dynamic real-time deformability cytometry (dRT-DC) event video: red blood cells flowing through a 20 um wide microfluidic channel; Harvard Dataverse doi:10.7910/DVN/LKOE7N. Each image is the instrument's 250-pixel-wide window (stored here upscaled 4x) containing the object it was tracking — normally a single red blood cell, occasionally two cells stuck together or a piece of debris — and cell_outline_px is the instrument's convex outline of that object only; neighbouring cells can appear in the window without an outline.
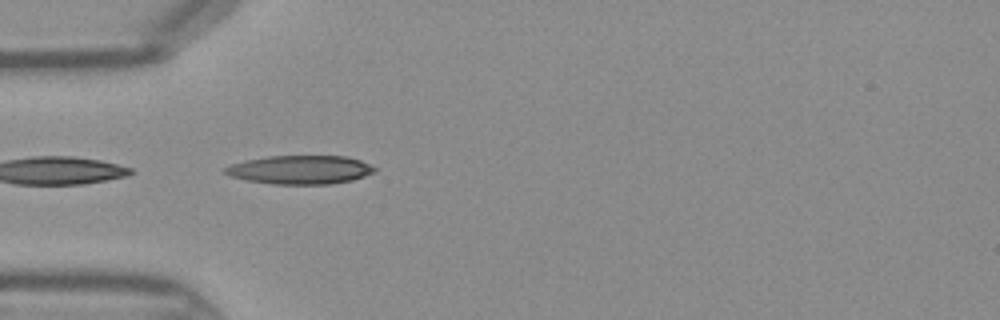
{"species": "Egyptian fruit bat (a non-hibernating species)", "species_latin": "Rousettus aegyptiacus", "temperature_condition": "warm", "stored_images_in_passage": 40, "camera_frame_rate_fps": 3000, "um_per_image_px": 0.085, "frame": {"image": 1, "passage_image": 9, "time_ms": 2.667, "image_size_px": [1000, 320], "cell_outline_px": [[376, 172], [352, 180], [328, 184], [272, 184], [248, 180], [232, 176], [224, 172], [224, 168], [232, 164], [244, 160], [268, 156], [348, 156], [360, 160], [376, 168]], "centroid_in_image_um": [25.53, 14.42], "position_along_channel_um": 59.5, "area_um2": 24.85}}
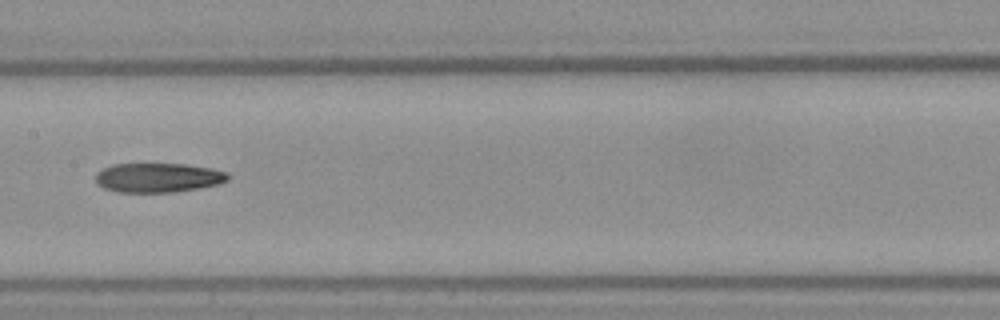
{"frame": {"image": 2, "passage_image": 18, "time_ms": 5.667, "image_size_px": [1000, 320], "cell_outline_px": [[228, 180], [220, 184], [200, 188], [176, 192], [116, 192], [104, 188], [96, 180], [96, 172], [112, 164], [184, 164], [212, 168], [228, 172]], "centroid_in_image_um": [13.47, 15.1], "position_along_channel_um": 193.9, "area_um2": 22.72}}
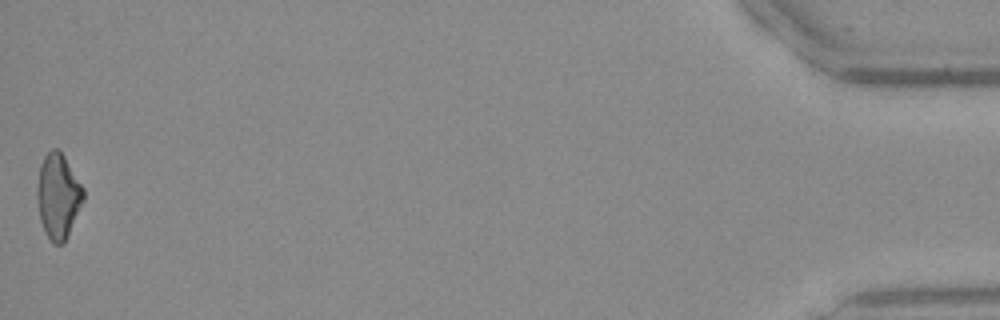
{"frame": {"image": 3, "passage_image": 40, "time_ms": 13.0, "image_size_px": [1000, 320], "cell_outline_px": [[84, 200], [64, 244], [52, 244], [44, 232], [40, 220], [36, 196], [36, 188], [40, 164], [44, 156], [52, 148], [56, 148], [64, 156], [84, 188]], "centroid_in_image_um": [4.93, 16.69], "position_along_channel_um": 430.3, "area_um2": 23.12}}